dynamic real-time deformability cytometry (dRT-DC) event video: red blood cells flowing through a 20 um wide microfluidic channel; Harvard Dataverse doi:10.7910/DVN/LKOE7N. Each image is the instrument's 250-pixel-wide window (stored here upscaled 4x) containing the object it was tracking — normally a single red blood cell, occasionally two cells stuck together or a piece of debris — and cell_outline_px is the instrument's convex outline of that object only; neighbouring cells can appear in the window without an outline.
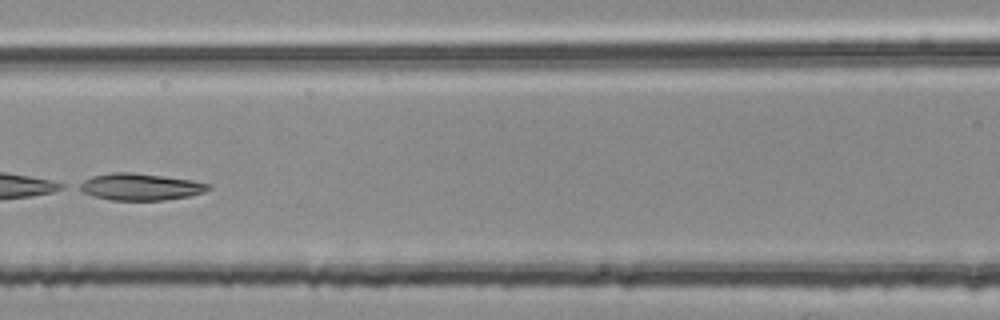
{"species": "common noctule bat (a hibernating species)", "species_latin": "Nyctalus noctula", "temperature_condition": "room temperature", "stored_images_in_passage": 5, "camera_frame_rate_fps": 3000, "um_per_image_px": 0.085, "animal": {"sex": "female", "body_mass_g": 25.1}, "frame": {"image": 1, "passage_image": 5, "time_ms": 1.333, "image_size_px": [1000, 320], "cell_outline_px": [[212, 188], [204, 192], [188, 196], [164, 200], [112, 200], [80, 192], [72, 188], [76, 184], [92, 176], [112, 172], [132, 172], [192, 180], [212, 184]], "centroid_in_image_um": [11.87, 15.87], "position_along_channel_um": 154.7, "area_um2": 20.4}}